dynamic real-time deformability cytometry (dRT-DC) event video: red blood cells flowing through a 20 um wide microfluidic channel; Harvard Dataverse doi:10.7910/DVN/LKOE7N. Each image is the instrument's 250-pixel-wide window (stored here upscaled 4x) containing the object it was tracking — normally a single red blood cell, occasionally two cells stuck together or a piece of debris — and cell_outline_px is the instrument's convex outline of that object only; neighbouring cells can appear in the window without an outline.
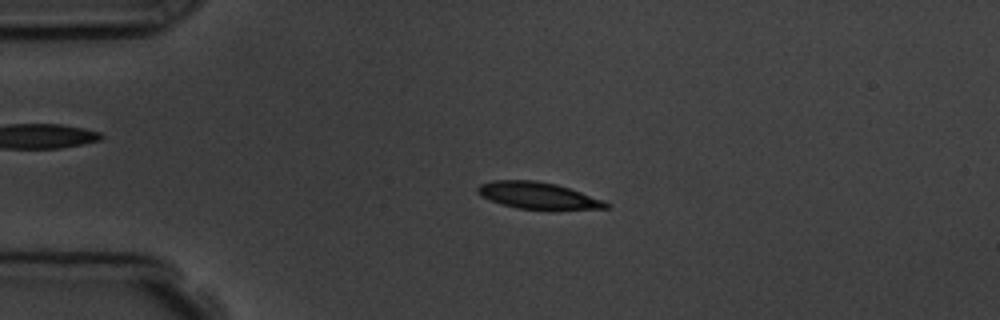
{"species": "common noctule bat (a hibernating species)", "species_latin": "Nyctalus noctula", "temperature_condition": "room temperature", "stored_images_in_passage": 5, "camera_frame_rate_fps": 3000, "um_per_image_px": 0.085, "animal": {"sex": "male", "body_mass_g": 19.5, "forearm_length_mm": 54.6}, "frame": {"image": 1, "passage_image": 3, "time_ms": 2.0, "image_size_px": [1000, 320], "cell_outline_px": [[612, 204], [608, 208], [516, 208], [492, 200], [476, 192], [476, 188], [480, 184], [492, 180], [536, 180], [556, 184], [604, 200]], "centroid_in_image_um": [45.7, 16.59], "position_along_channel_um": 39.3, "area_um2": 19.31}}